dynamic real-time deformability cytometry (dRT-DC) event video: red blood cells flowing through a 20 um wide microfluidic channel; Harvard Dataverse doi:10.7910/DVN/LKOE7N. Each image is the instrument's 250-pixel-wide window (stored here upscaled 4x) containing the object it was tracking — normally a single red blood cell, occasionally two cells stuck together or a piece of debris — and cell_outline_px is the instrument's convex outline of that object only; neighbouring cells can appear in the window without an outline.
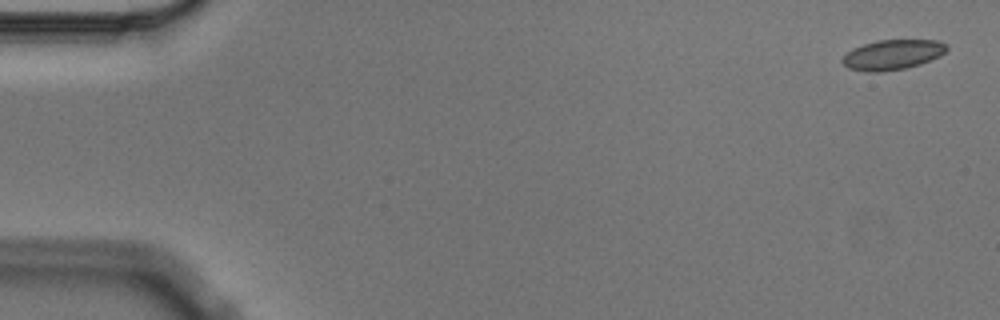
{"species": "Egyptian fruit bat (a non-hibernating species)", "species_latin": "Rousettus aegyptiacus", "temperature_condition": "cold", "stored_images_in_passage": 5, "camera_frame_rate_fps": 3000, "um_per_image_px": 0.085, "animal": {"sex": "male"}, "frame": {"image": 1, "passage_image": 1, "time_ms": 0.0, "image_size_px": [1000, 320], "cell_outline_px": [[948, 48], [940, 56], [920, 64], [904, 68], [880, 72], [868, 72], [848, 68], [840, 60], [852, 48], [876, 40], [940, 40], [948, 44]], "centroid_in_image_um": [75.88, 4.64], "position_along_channel_um": 9.1, "area_um2": 18.26}}
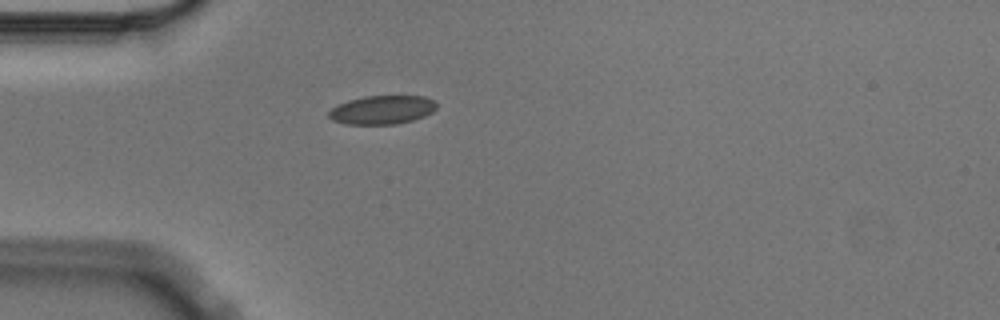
{"frame": {"image": 2, "passage_image": 5, "time_ms": 1.333, "image_size_px": [1000, 320], "cell_outline_px": [[436, 108], [432, 112], [424, 116], [412, 120], [396, 124], [344, 124], [332, 120], [328, 116], [328, 112], [332, 108], [348, 100], [364, 96], [424, 96], [432, 100], [436, 104]], "centroid_in_image_um": [32.46, 9.34], "position_along_channel_um": 52.5, "area_um2": 17.92}}